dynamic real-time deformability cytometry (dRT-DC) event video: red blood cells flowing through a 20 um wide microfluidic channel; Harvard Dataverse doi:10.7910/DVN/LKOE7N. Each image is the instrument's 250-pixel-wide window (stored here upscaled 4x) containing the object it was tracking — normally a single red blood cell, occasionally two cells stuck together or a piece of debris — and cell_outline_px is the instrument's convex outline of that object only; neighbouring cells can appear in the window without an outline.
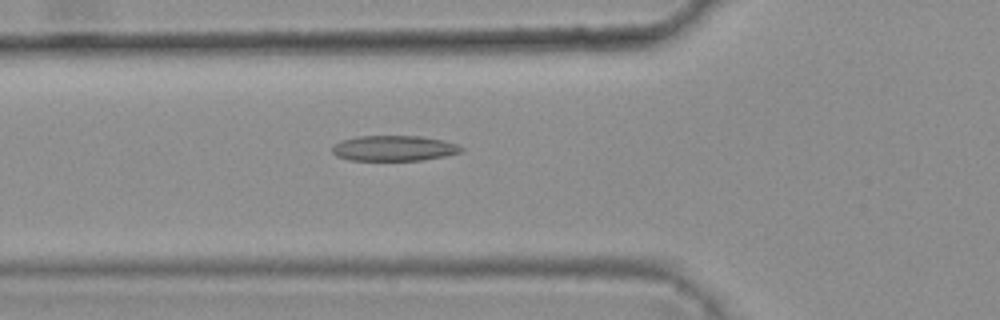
{"species": "common noctule bat (a hibernating species)", "species_latin": "Nyctalus noctula", "temperature_condition": "warm", "stored_images_in_passage": 40, "camera_frame_rate_fps": 3000, "um_per_image_px": 0.085, "animal": {"sex": "female", "body_mass_g": 25.1}, "frame": {"image": 1, "passage_image": 12, "time_ms": 3.667, "image_size_px": [1000, 320], "cell_outline_px": [[464, 148], [460, 152], [444, 156], [420, 160], [348, 160], [336, 156], [332, 152], [332, 148], [340, 140], [356, 136], [420, 136], [440, 140], [456, 144]], "centroid_in_image_um": [33.43, 12.6], "position_along_channel_um": 92.4, "area_um2": 18.96}}
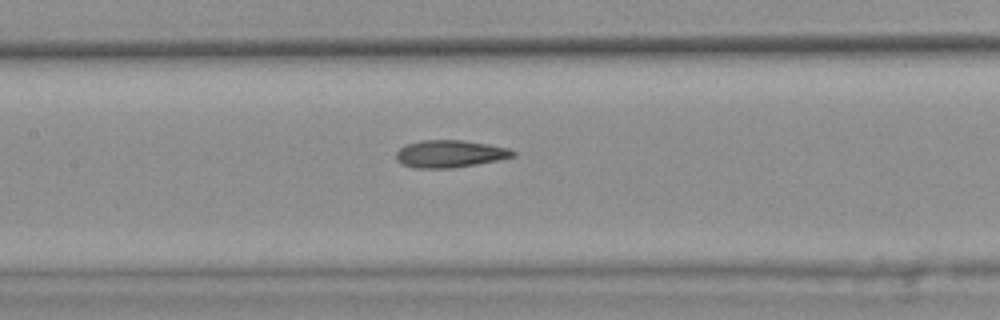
{"frame": {"image": 2, "passage_image": 18, "time_ms": 5.667, "image_size_px": [1000, 320], "cell_outline_px": [[516, 156], [500, 160], [452, 168], [412, 168], [400, 164], [396, 160], [396, 152], [400, 148], [408, 144], [420, 140], [464, 140], [488, 144], [508, 148], [516, 152]], "centroid_in_image_um": [38.23, 13.08], "position_along_channel_um": 169.2, "area_um2": 18.79}}
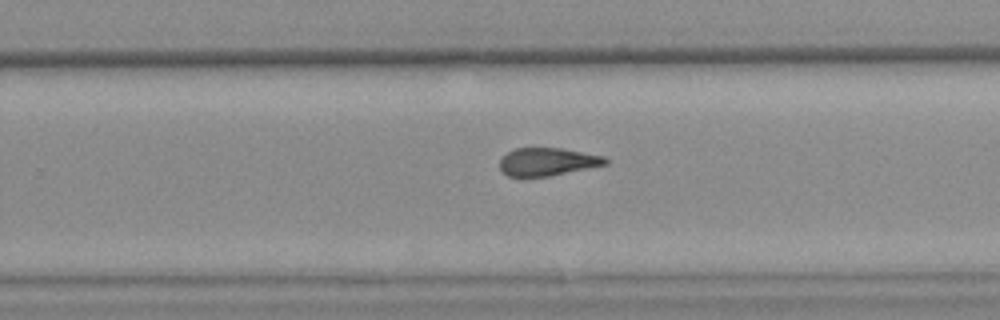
{"frame": {"image": 3, "passage_image": 27, "time_ms": 8.667, "image_size_px": [1000, 320], "cell_outline_px": [[608, 164], [548, 176], [508, 176], [500, 172], [500, 160], [508, 152], [516, 148], [564, 148], [604, 156], [608, 160]], "centroid_in_image_um": [46.54, 13.74], "position_along_channel_um": 283.3, "area_um2": 17.11}, "authors_computed_cell_mechanics": {"area_um2": 18.496, "velocity_mm_per_s": 3.8192, "shape_relaxation_time_tau1_ms": null, "shape_relaxation_time_tau2_ms": 3.7156, "deformation_change_tau1": null, "deformation_change_tau2": 0.1367}}